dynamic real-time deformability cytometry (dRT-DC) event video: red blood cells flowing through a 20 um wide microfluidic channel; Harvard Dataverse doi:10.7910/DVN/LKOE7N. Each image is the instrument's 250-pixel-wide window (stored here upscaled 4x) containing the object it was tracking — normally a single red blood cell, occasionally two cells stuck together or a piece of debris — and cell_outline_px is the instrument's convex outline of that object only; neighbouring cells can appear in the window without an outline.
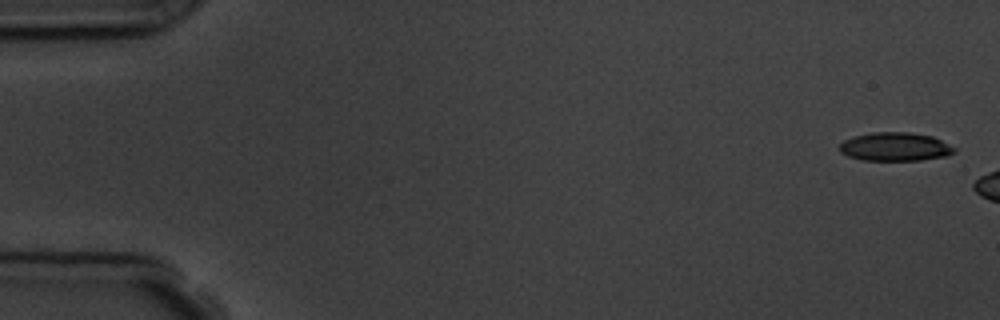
{"species": "common noctule bat (a hibernating species)", "species_latin": "Nyctalus noctula", "temperature_condition": "room temperature", "stored_images_in_passage": 3, "camera_frame_rate_fps": 3000, "um_per_image_px": 0.085, "animal": {"sex": "male", "body_mass_g": 19.5, "forearm_length_mm": 54.6}, "frame": {"image": 1, "passage_image": 1, "time_ms": 0.0, "image_size_px": [1000, 320], "cell_outline_px": [[956, 152], [948, 156], [920, 160], [864, 160], [848, 156], [840, 152], [840, 144], [844, 140], [852, 136], [872, 132], [908, 132], [932, 136], [956, 148]], "centroid_in_image_um": [76.09, 12.47], "position_along_channel_um": 8.9, "area_um2": 19.13}}